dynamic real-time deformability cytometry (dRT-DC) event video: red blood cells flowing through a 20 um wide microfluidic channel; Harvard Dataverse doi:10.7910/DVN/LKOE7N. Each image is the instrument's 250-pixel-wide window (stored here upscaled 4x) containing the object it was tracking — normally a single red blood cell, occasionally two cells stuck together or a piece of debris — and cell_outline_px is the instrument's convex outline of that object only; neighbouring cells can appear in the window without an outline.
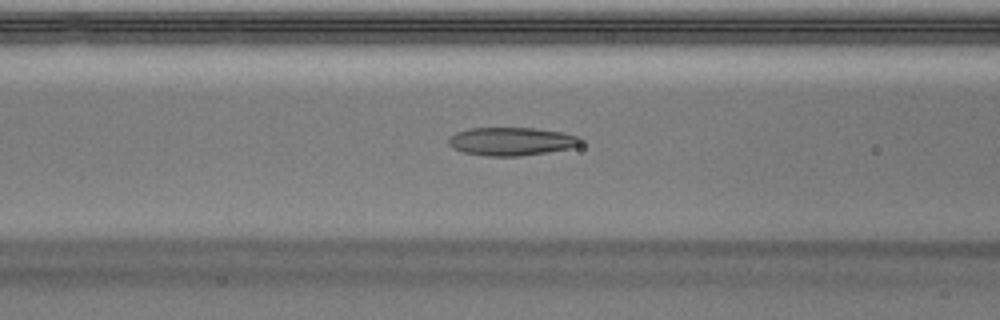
{"species": "Egyptian fruit bat (a non-hibernating species)", "species_latin": "Rousettus aegyptiacus", "temperature_condition": "warm", "stored_images_in_passage": 41, "camera_frame_rate_fps": 3000, "um_per_image_px": 0.085, "animal": {"sex": "male"}, "frame": {"image": 1, "passage_image": 11, "time_ms": 3.333, "image_size_px": [1000, 320], "cell_outline_px": [[584, 144], [568, 148], [548, 152], [520, 156], [484, 156], [464, 152], [452, 148], [448, 144], [448, 140], [456, 132], [472, 128], [532, 128], [560, 132], [580, 136], [584, 140]], "centroid_in_image_um": [43.5, 12.02], "position_along_channel_um": 123.1, "area_um2": 21.73}}
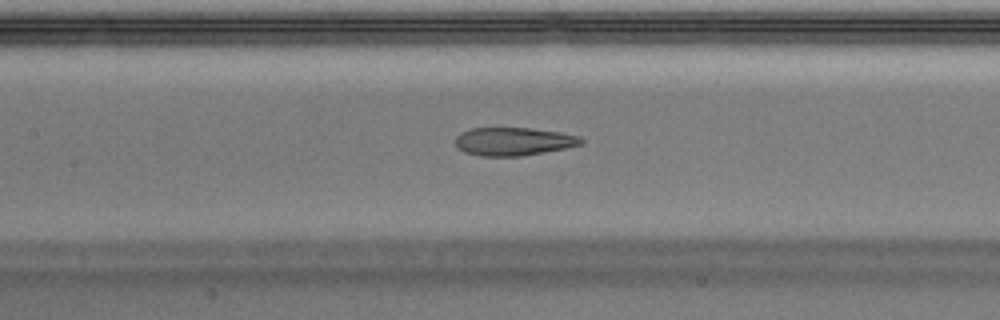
{"frame": {"image": 2, "passage_image": 14, "time_ms": 4.333, "image_size_px": [1000, 320], "cell_outline_px": [[584, 140], [580, 144], [564, 148], [520, 156], [480, 156], [464, 152], [456, 148], [456, 136], [460, 132], [472, 128], [532, 128], [560, 132], [580, 136]], "centroid_in_image_um": [43.6, 12.02], "position_along_channel_um": 163.8, "area_um2": 20.58}}
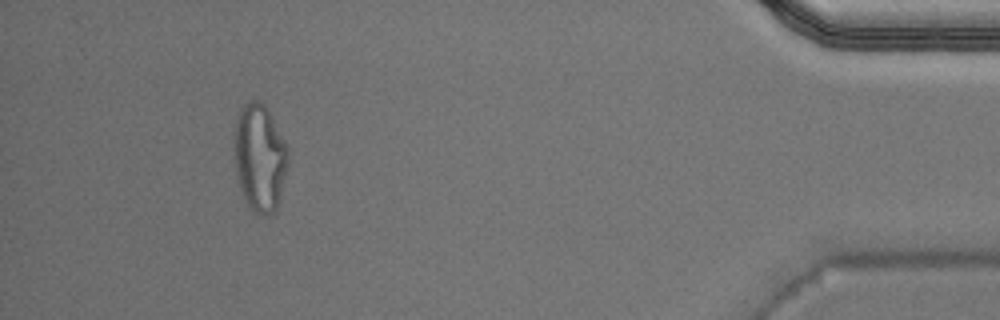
{"frame": {"image": 3, "passage_image": 37, "time_ms": 12.0, "image_size_px": [1000, 320], "cell_outline_px": [[288, 164], [276, 212], [268, 216], [264, 216], [252, 212], [240, 188], [232, 156], [232, 132], [236, 116], [240, 108], [248, 100], [256, 100], [264, 104], [284, 140], [288, 148]], "centroid_in_image_um": [22.02, 13.39], "position_along_channel_um": 413.2, "area_um2": 34.45}, "authors_computed_cell_mechanics": {"area_um2": 22.3108, "velocity_mm_per_s": 4.0357, "shape_relaxation_time_tau1_ms": null, "shape_relaxation_time_tau2_ms": 1.5877, "deformation_change_tau1": null, "deformation_change_tau2": 0.1005}}